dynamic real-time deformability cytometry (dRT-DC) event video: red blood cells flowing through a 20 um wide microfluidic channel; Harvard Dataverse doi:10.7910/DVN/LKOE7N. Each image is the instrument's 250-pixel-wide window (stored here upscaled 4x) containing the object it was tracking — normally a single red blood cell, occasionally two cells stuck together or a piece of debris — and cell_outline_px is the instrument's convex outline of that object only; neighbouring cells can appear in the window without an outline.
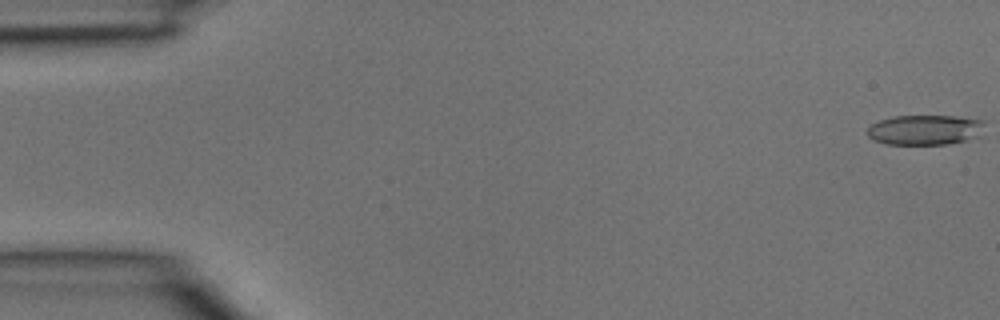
{"species": "common noctule bat (a hibernating species)", "species_latin": "Nyctalus noctula", "temperature_condition": "room temperature", "stored_images_in_passage": 5, "segment_of_instrument_passage": [1, 2], "camera_frame_rate_fps": 3000, "um_per_image_px": 0.085, "animal": {"sex": "male", "body_mass_g": 15.6}, "frame": {"image": 1, "passage_image": 1, "time_ms": 0.0, "image_size_px": [1000, 320], "cell_outline_px": [[984, 124], [976, 136], [964, 140], [948, 144], [884, 144], [868, 136], [868, 128], [872, 124], [880, 120], [892, 116], [956, 116], [984, 120]], "centroid_in_image_um": [78.59, 11.03], "position_along_channel_um": 6.4, "area_um2": 20.23}}